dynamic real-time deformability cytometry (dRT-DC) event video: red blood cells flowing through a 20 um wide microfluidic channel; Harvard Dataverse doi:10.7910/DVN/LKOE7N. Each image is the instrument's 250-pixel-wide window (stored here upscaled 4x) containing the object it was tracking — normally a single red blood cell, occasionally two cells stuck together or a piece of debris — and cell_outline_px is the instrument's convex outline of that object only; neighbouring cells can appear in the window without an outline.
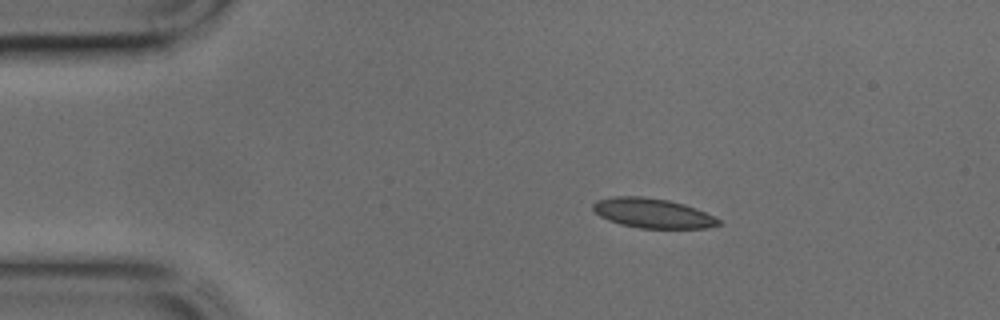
{"species": "common noctule bat (a hibernating species)", "species_latin": "Nyctalus noctula", "temperature_condition": "cold", "stored_images_in_passage": 24, "camera_frame_rate_fps": 3000, "um_per_image_px": 0.085, "animal": {"sex": "male", "body_mass_g": 17.9, "forearm_length_mm": 54.2}, "frame": {"image": 1, "passage_image": 7, "time_ms": 2.0, "image_size_px": [1000, 320], "cell_outline_px": [[724, 224], [708, 228], [640, 228], [620, 224], [608, 220], [600, 216], [592, 208], [592, 204], [596, 200], [616, 196], [640, 196], [668, 200], [684, 204], [696, 208], [720, 220]], "centroid_in_image_um": [55.48, 18.12], "position_along_channel_um": 29.5, "area_um2": 21.68}}
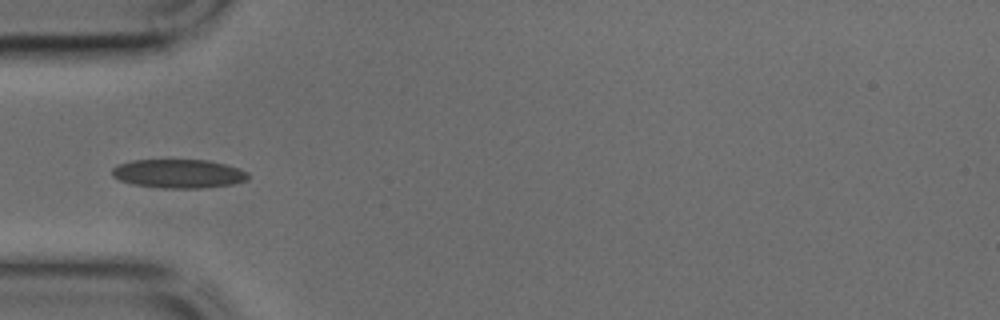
{"frame": {"image": 2, "passage_image": 13, "time_ms": 4.0, "image_size_px": [1000, 320], "cell_outline_px": [[248, 180], [232, 184], [200, 188], [164, 188], [132, 184], [120, 180], [112, 176], [112, 168], [116, 164], [132, 160], [208, 160], [240, 168], [248, 172]], "centroid_in_image_um": [15.17, 14.75], "position_along_channel_um": 69.8, "area_um2": 22.89}}
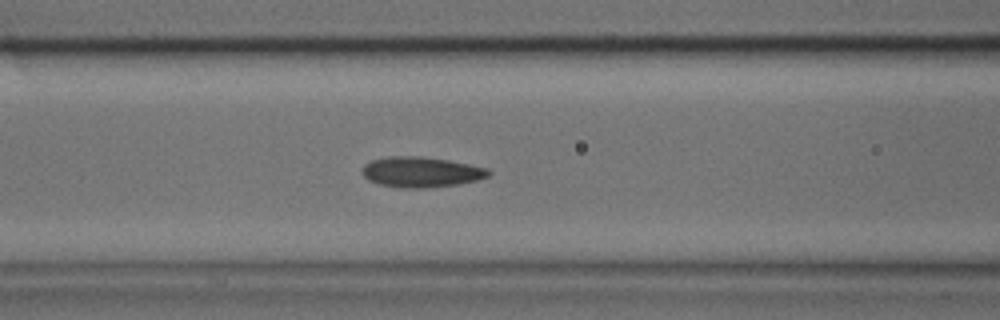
{"frame": {"image": 3, "passage_image": 17, "time_ms": 5.333, "image_size_px": [1000, 320], "cell_outline_px": [[492, 172], [488, 176], [476, 180], [456, 184], [424, 188], [400, 188], [380, 184], [368, 180], [364, 176], [364, 164], [372, 160], [388, 156], [420, 156], [448, 160], [488, 168]], "centroid_in_image_um": [35.79, 14.62], "position_along_channel_um": 130.8, "area_um2": 22.2}}